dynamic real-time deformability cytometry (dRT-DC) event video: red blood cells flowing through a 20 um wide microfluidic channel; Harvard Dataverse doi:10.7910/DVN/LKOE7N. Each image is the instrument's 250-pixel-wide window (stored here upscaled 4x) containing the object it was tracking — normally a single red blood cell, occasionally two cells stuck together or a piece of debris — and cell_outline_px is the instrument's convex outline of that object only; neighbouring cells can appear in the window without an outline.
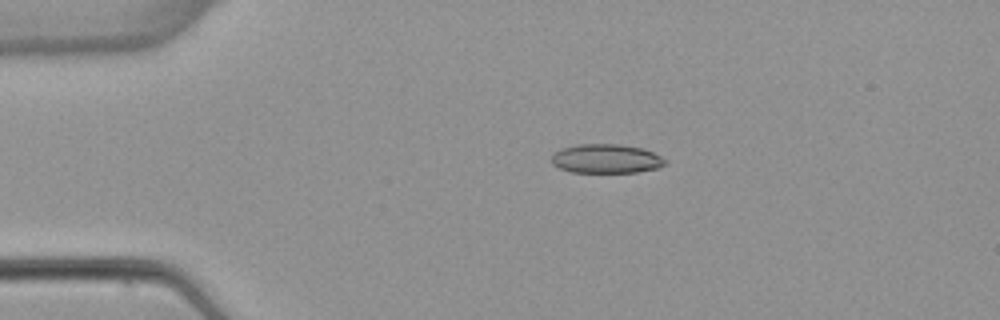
{"species": "common noctule bat (a hibernating species)", "species_latin": "Nyctalus noctula", "temperature_condition": "warm", "stored_images_in_passage": 5, "camera_frame_rate_fps": 3000, "um_per_image_px": 0.085, "animal": {"sex": "female", "body_mass_g": 22.7, "forearm_length_mm": 54.2}, "frame": {"image": 1, "passage_image": 3, "time_ms": 3.0, "image_size_px": [1000, 320], "cell_outline_px": [[668, 164], [660, 168], [636, 172], [572, 172], [560, 168], [552, 164], [552, 152], [560, 148], [580, 144], [616, 144], [644, 148], [668, 160]], "centroid_in_image_um": [51.55, 13.49], "position_along_channel_um": 33.5, "area_um2": 19.48}}
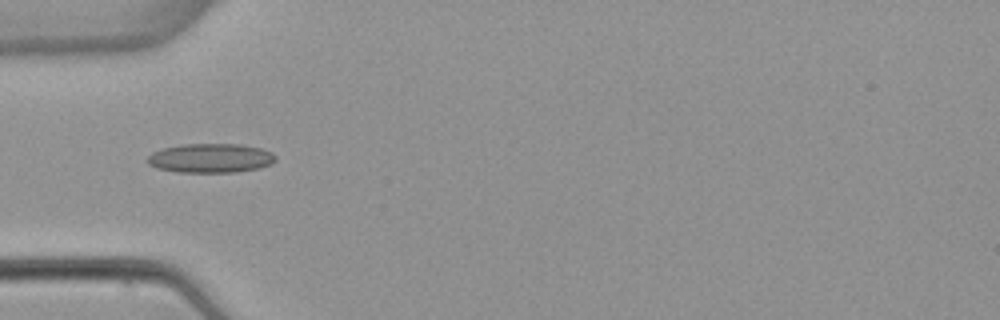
{"frame": {"image": 2, "passage_image": 4, "time_ms": 5.0, "image_size_px": [1000, 320], "cell_outline_px": [[276, 160], [272, 164], [260, 168], [236, 172], [176, 172], [156, 168], [148, 164], [148, 156], [152, 152], [164, 148], [184, 144], [240, 144], [260, 148], [272, 152], [276, 156]], "centroid_in_image_um": [17.92, 13.44], "position_along_channel_um": 67.1, "area_um2": 21.91}}
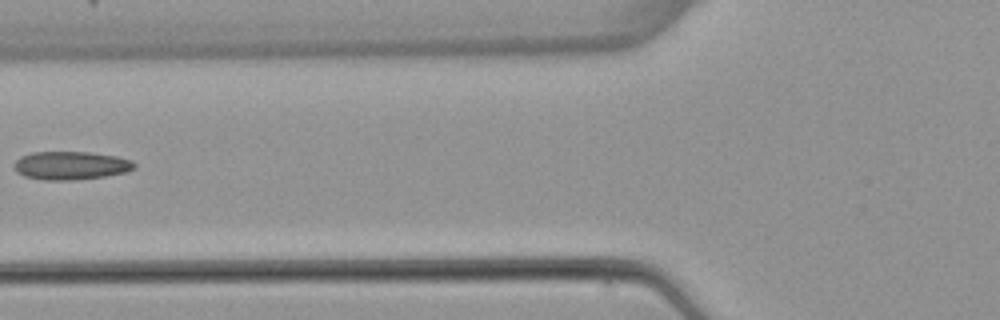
{"frame": {"image": 3, "passage_image": 5, "time_ms": 6.333, "image_size_px": [1000, 320], "cell_outline_px": [[136, 168], [128, 172], [104, 176], [72, 180], [44, 180], [24, 176], [16, 172], [16, 160], [20, 156], [32, 152], [88, 152], [116, 156], [132, 160], [136, 164]], "centroid_in_image_um": [6.05, 14.07], "position_along_channel_um": 119.7, "area_um2": 19.83}}